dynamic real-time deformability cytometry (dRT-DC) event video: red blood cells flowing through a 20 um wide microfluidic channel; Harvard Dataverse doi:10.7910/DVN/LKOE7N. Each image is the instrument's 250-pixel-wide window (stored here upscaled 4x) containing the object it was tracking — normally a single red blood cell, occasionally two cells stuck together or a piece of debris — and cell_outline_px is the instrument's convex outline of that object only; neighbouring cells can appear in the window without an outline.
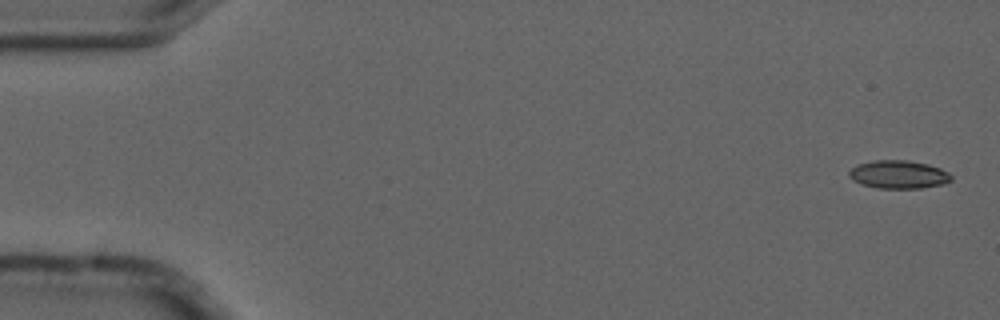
{"species": "common noctule bat (a hibernating species)", "species_latin": "Nyctalus noctula", "temperature_condition": "cold", "stored_images_in_passage": 5, "camera_frame_rate_fps": 3000, "um_per_image_px": 0.085, "animal": {"sex": "male", "forearm_length_mm": 52.5}, "frame": {"image": 1, "passage_image": 1, "time_ms": 0.0, "image_size_px": [1000, 320], "cell_outline_px": [[952, 180], [944, 184], [920, 188], [876, 188], [860, 184], [852, 180], [848, 176], [848, 172], [856, 164], [872, 160], [908, 160], [928, 164], [940, 168], [948, 172], [952, 176]], "centroid_in_image_um": [76.35, 14.83], "position_along_channel_um": 8.6, "area_um2": 16.99}}
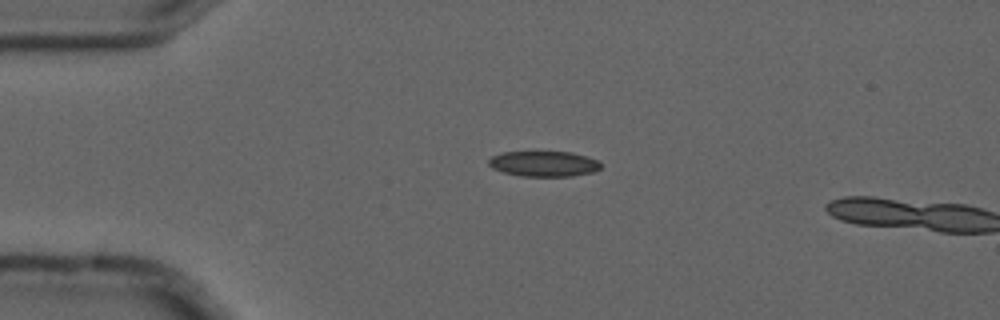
{"frame": {"image": 2, "passage_image": 4, "time_ms": 1.0, "image_size_px": [1000, 320], "cell_outline_px": [[604, 164], [600, 168], [592, 172], [572, 176], [520, 176], [504, 172], [492, 168], [488, 164], [488, 160], [492, 156], [500, 152], [572, 152], [588, 156]], "centroid_in_image_um": [46.23, 13.91], "position_along_channel_um": 38.8, "area_um2": 16.7}}